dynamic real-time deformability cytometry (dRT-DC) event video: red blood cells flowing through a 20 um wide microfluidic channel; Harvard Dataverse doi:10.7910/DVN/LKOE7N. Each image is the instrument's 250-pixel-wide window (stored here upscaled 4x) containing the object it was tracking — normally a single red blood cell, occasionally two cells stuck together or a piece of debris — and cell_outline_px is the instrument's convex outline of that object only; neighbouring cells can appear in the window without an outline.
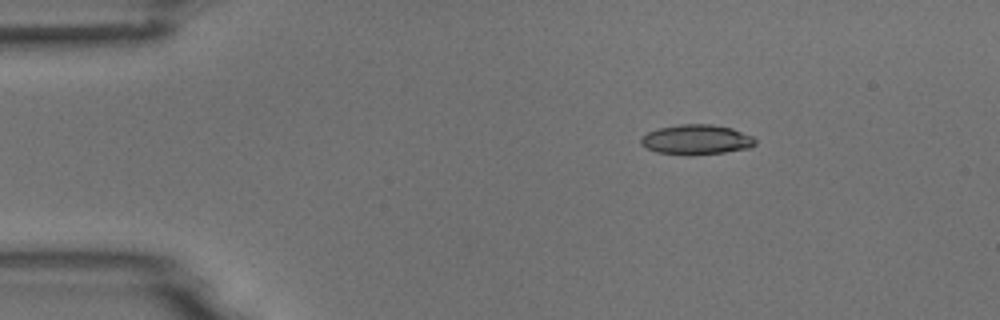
{"species": "common noctule bat (a hibernating species)", "species_latin": "Nyctalus noctula", "temperature_condition": "room temperature", "stored_images_in_passage": 5, "camera_frame_rate_fps": 3000, "um_per_image_px": 0.085, "animal": {"sex": "male", "body_mass_g": 18.8}, "frame": {"image": 1, "passage_image": 3, "time_ms": 2.333, "image_size_px": [1000, 320], "cell_outline_px": [[756, 144], [748, 148], [724, 152], [688, 156], [656, 152], [640, 144], [640, 140], [648, 132], [656, 128], [680, 124], [712, 124], [732, 128], [752, 136], [756, 140]], "centroid_in_image_um": [59.18, 11.87], "position_along_channel_um": 25.8, "area_um2": 20.06}}